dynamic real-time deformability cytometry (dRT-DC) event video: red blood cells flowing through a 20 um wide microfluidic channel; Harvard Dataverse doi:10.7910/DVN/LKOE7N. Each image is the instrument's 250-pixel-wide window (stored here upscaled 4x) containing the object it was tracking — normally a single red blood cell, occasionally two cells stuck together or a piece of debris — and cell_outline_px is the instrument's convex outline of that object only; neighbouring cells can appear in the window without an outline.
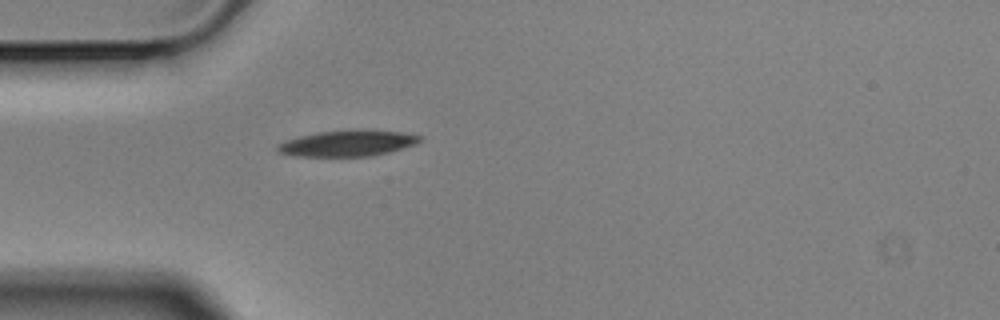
{"species": "Egyptian fruit bat (a non-hibernating species)", "species_latin": "Rousettus aegyptiacus", "temperature_condition": "cold", "stored_images_in_passage": 41, "camera_frame_rate_fps": 3000, "um_per_image_px": 0.085, "animal": {"sex": "male"}, "frame": {"image": 1, "passage_image": 1, "time_ms": 0.0, "image_size_px": [1000, 320], "cell_outline_px": [[420, 140], [412, 144], [388, 152], [372, 156], [296, 156], [280, 152], [276, 148], [276, 144], [300, 136], [320, 132], [400, 132], [420, 136]], "centroid_in_image_um": [29.44, 12.22], "position_along_channel_um": 55.6, "area_um2": 20.17}}
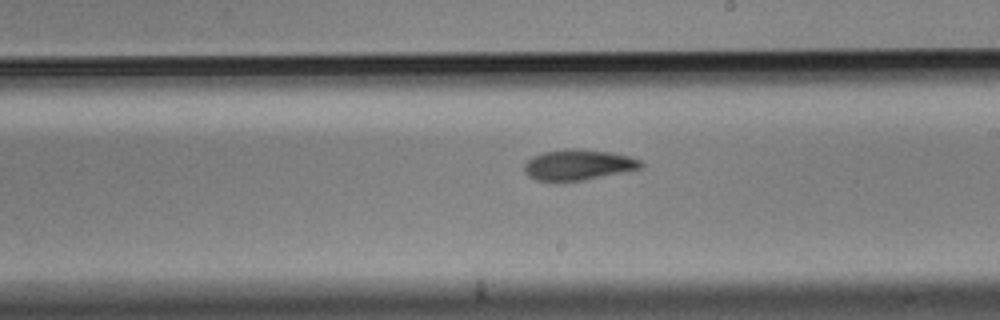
{"frame": {"image": 2, "passage_image": 17, "time_ms": 5.333, "image_size_px": [1000, 320], "cell_outline_px": [[644, 164], [640, 168], [584, 180], [536, 180], [528, 176], [524, 172], [524, 164], [532, 156], [544, 152], [572, 148], [580, 148], [612, 152], [628, 156], [640, 160]], "centroid_in_image_um": [49.13, 13.99], "position_along_channel_um": 239.9, "area_um2": 20.58}}
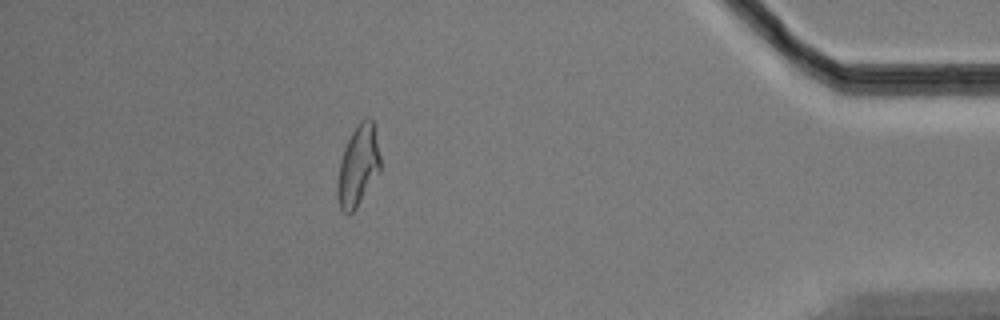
{"frame": {"image": 3, "passage_image": 35, "time_ms": 11.333, "image_size_px": [1000, 320], "cell_outline_px": [[380, 172], [356, 208], [348, 216], [340, 208], [336, 196], [336, 184], [340, 160], [344, 148], [352, 132], [360, 120], [364, 116], [368, 116], [372, 120], [380, 156]], "centroid_in_image_um": [30.42, 14.12], "position_along_channel_um": 404.8, "area_um2": 20.35}, "authors_computed_cell_mechanics": {"area_um2": 20.5768, "velocity_mm_per_s": 3.5457, "shape_relaxation_time_tau1_ms": 5.3444, "shape_relaxation_time_tau2_ms": 7.1779, "deformation_change_tau1": 0.1767, "deformation_change_tau2": 0.1441}}